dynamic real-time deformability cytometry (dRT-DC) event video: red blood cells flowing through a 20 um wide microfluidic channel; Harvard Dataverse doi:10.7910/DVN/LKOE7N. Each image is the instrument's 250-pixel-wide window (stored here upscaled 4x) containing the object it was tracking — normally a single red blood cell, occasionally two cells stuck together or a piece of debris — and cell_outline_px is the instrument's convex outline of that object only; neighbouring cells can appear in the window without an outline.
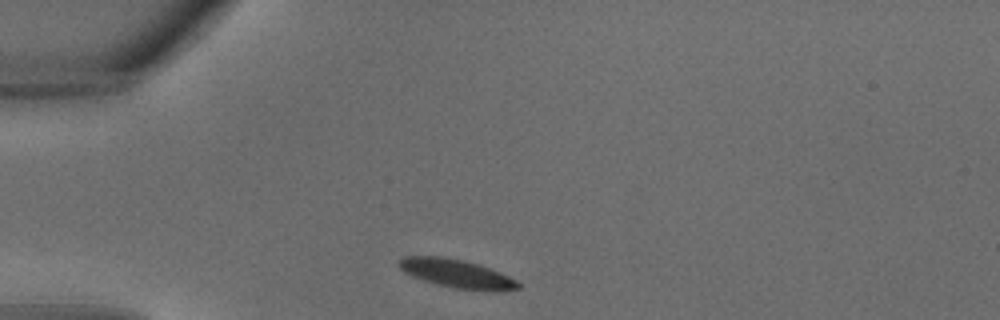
{"species": "common noctule bat (a hibernating species)", "species_latin": "Nyctalus noctula", "temperature_condition": "warm", "stored_images_in_passage": 21, "camera_frame_rate_fps": 3000, "um_per_image_px": 0.085, "animal": {"sex": "male", "body_mass_g": 18.8}, "frame": {"image": 1, "passage_image": 1, "time_ms": 0.0, "image_size_px": [1000, 320], "cell_outline_px": [[520, 288], [492, 292], [456, 288], [436, 284], [412, 276], [404, 272], [396, 264], [404, 256], [440, 256], [464, 260], [480, 264], [500, 272], [516, 280], [520, 284]], "centroid_in_image_um": [38.83, 23.25], "position_along_channel_um": 46.2, "area_um2": 19.88}}
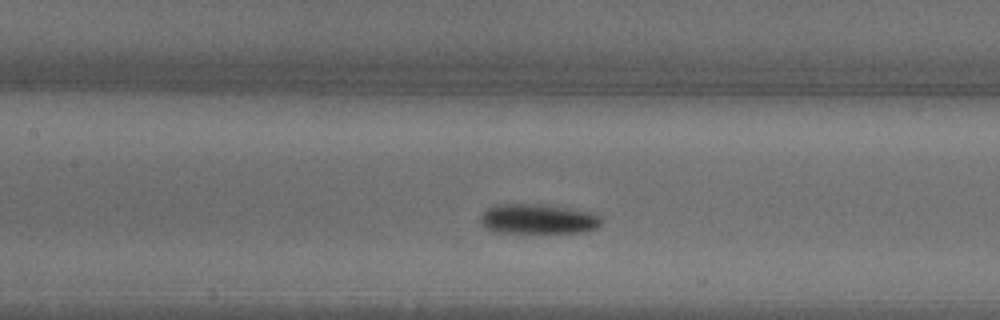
{"frame": {"image": 2, "passage_image": 8, "time_ms": 2.333, "image_size_px": [1000, 320], "cell_outline_px": [[600, 224], [596, 228], [584, 232], [492, 232], [484, 228], [480, 224], [480, 216], [488, 208], [496, 204], [540, 204], [596, 212], [600, 216]], "centroid_in_image_um": [45.71, 18.61], "position_along_channel_um": 161.7, "area_um2": 21.15}}
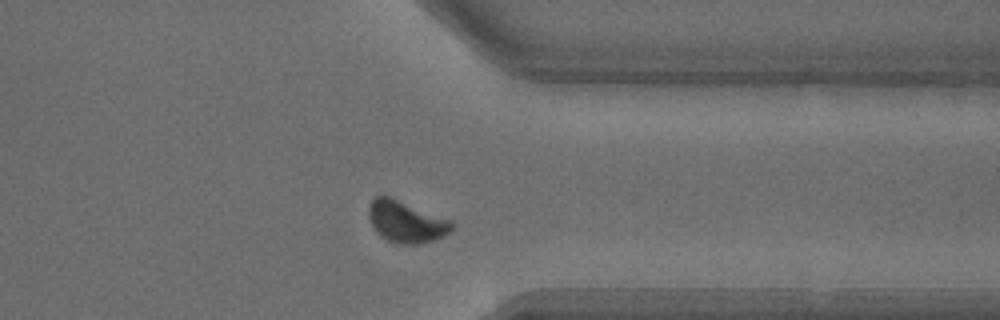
{"frame": {"image": 3, "passage_image": 19, "time_ms": 6.0, "image_size_px": [1000, 320], "cell_outline_px": [[456, 224], [444, 236], [432, 240], [416, 244], [400, 244], [388, 240], [380, 236], [376, 232], [368, 216], [368, 208], [372, 200], [376, 196], [388, 196], [452, 220]], "centroid_in_image_um": [34.52, 18.85], "position_along_channel_um": 376.9, "area_um2": 20.0}}